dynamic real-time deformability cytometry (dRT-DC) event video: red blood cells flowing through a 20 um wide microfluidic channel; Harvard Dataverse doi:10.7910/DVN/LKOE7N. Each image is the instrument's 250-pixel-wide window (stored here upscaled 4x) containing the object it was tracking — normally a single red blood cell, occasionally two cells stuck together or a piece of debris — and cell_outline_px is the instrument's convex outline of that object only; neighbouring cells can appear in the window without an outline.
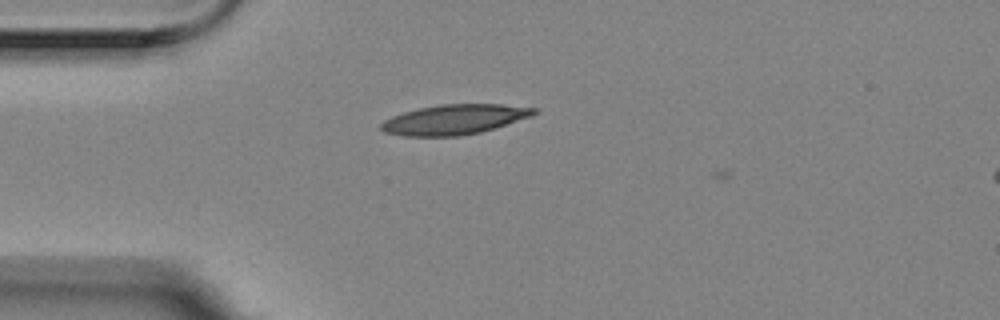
{"species": "Egyptian fruit bat (a non-hibernating species)", "species_latin": "Rousettus aegyptiacus", "temperature_condition": "room temperature", "stored_images_in_passage": 9, "camera_frame_rate_fps": 3000, "um_per_image_px": 0.085, "animal": {"sex": "female"}, "frame": {"image": 1, "passage_image": 2, "time_ms": 0.333, "image_size_px": [1000, 320], "cell_outline_px": [[540, 112], [532, 116], [480, 132], [460, 136], [404, 136], [384, 132], [380, 128], [380, 124], [384, 120], [392, 116], [404, 112], [420, 108], [440, 104], [504, 104], [540, 108]], "centroid_in_image_um": [38.66, 10.15], "position_along_channel_um": 46.3, "area_um2": 26.76}}
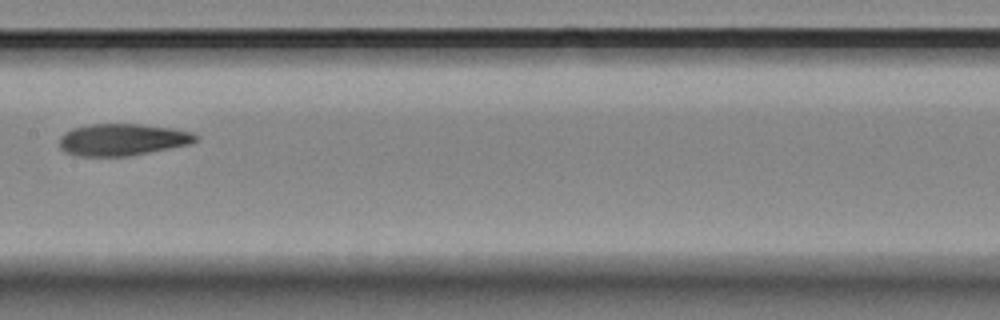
{"frame": {"image": 2, "passage_image": 6, "time_ms": 1.667, "image_size_px": [1000, 320], "cell_outline_px": [[200, 140], [192, 144], [128, 156], [72, 156], [64, 152], [60, 148], [60, 136], [64, 132], [72, 128], [88, 124], [140, 124], [172, 128], [192, 132], [200, 136]], "centroid_in_image_um": [10.41, 11.87], "position_along_channel_um": 197.0, "area_um2": 25.72}}
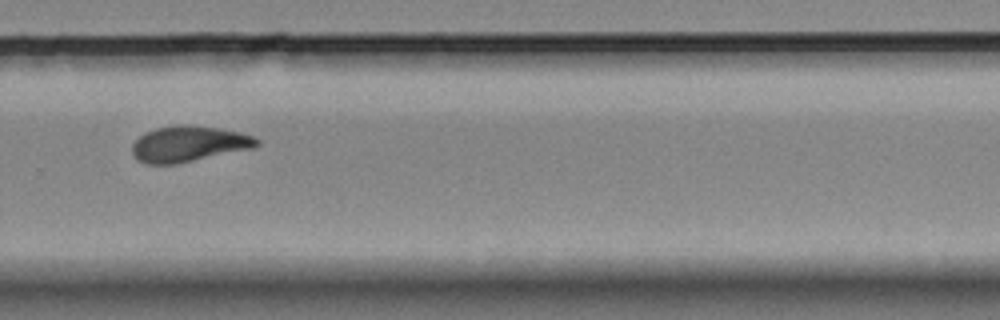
{"frame": {"image": 3, "passage_image": 9, "time_ms": 2.667, "image_size_px": [1000, 320], "cell_outline_px": [[260, 144], [252, 148], [176, 164], [148, 164], [136, 160], [132, 156], [132, 144], [144, 132], [156, 128], [180, 124], [188, 124], [220, 128], [240, 132], [256, 136], [260, 140]], "centroid_in_image_um": [16.04, 12.22], "position_along_channel_um": 313.8, "area_um2": 26.24}}